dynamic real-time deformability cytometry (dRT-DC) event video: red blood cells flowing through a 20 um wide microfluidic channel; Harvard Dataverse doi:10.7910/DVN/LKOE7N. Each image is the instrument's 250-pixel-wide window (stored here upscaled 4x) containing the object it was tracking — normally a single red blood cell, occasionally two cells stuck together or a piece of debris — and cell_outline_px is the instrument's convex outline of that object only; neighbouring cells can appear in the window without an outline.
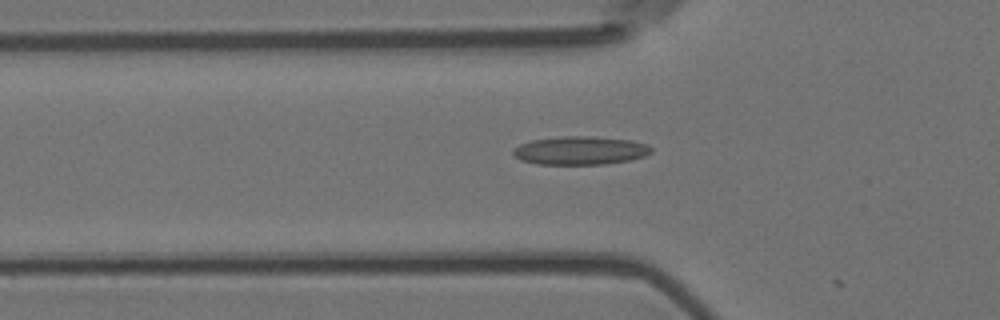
{"species": "Egyptian fruit bat (a non-hibernating species)", "species_latin": "Rousettus aegyptiacus", "temperature_condition": "room temperature", "stored_images_in_passage": 19, "camera_frame_rate_fps": 3000, "um_per_image_px": 0.085, "animal": {"sex": "female"}, "frame": {"image": 1, "passage_image": 18, "time_ms": 5.667, "image_size_px": [1000, 320], "cell_outline_px": [[652, 152], [644, 156], [632, 160], [604, 164], [536, 164], [520, 160], [512, 152], [512, 148], [520, 144], [532, 140], [564, 136], [592, 136], [632, 140], [648, 144], [652, 148]], "centroid_in_image_um": [49.34, 12.79], "position_along_channel_um": 76.5, "area_um2": 23.0}}